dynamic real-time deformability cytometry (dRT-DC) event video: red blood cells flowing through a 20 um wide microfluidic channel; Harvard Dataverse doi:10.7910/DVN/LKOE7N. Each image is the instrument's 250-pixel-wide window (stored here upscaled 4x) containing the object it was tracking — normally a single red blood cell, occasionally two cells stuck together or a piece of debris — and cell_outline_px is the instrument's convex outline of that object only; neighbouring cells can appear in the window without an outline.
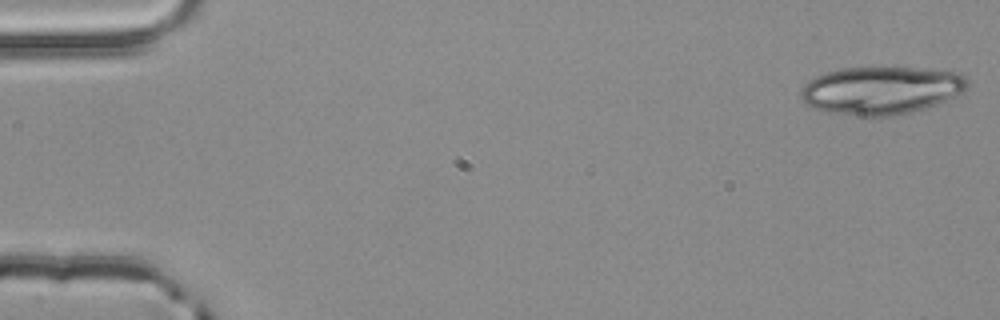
{"species": "common noctule bat (a hibernating species)", "species_latin": "Nyctalus noctula", "temperature_condition": "room temperature", "stored_images_in_passage": 14, "camera_frame_rate_fps": 3000, "um_per_image_px": 0.085, "animal": {"sex": "male", "body_mass_g": 20.4}, "frame": {"image": 1, "passage_image": 1, "time_ms": 0.0, "image_size_px": [1000, 320], "cell_outline_px": [[968, 88], [948, 100], [924, 108], [908, 112], [888, 116], [860, 116], [828, 112], [816, 108], [808, 104], [800, 96], [800, 92], [804, 84], [808, 80], [816, 76], [840, 68], [916, 68], [960, 72], [968, 80]], "centroid_in_image_um": [74.92, 7.67], "position_along_channel_um": 10.1, "area_um2": 46.18}}